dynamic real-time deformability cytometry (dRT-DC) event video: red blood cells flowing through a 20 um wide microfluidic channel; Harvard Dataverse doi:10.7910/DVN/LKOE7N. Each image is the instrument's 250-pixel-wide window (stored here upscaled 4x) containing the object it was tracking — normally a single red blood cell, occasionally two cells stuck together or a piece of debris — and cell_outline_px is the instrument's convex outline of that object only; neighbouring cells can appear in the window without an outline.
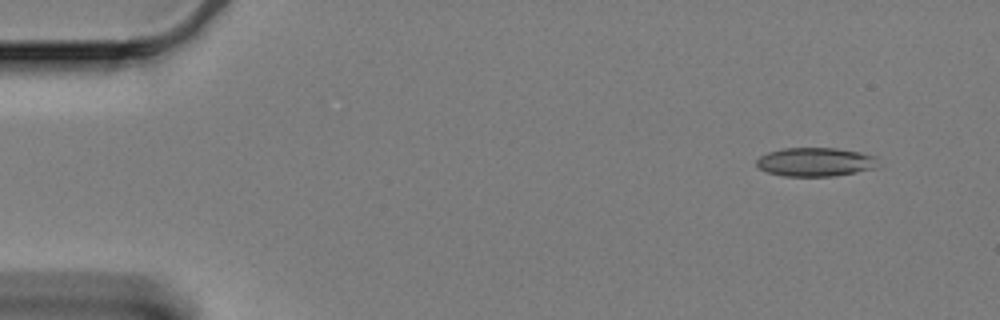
{"species": "Egyptian fruit bat (a non-hibernating species)", "species_latin": "Rousettus aegyptiacus", "temperature_condition": "cold", "stored_images_in_passage": 13, "camera_frame_rate_fps": 3000, "um_per_image_px": 0.085, "animal": {"sex": "female"}, "frame": {"image": 1, "passage_image": 4, "time_ms": 1.0, "image_size_px": [1000, 320], "cell_outline_px": [[876, 168], [856, 172], [832, 176], [784, 176], [768, 172], [760, 168], [756, 164], [756, 160], [760, 156], [768, 152], [784, 148], [836, 148], [860, 152], [876, 156]], "centroid_in_image_um": [69.3, 13.76], "position_along_channel_um": 15.7, "area_um2": 20.29}}